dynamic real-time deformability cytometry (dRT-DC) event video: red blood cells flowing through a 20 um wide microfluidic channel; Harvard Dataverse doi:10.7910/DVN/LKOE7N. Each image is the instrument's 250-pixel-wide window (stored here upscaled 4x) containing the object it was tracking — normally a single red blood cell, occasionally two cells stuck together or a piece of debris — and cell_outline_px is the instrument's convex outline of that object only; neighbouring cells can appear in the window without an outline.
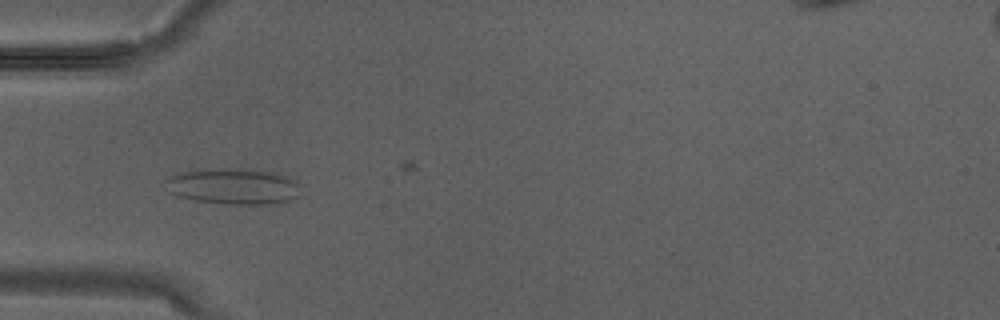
{"species": "Egyptian fruit bat (a non-hibernating species)", "species_latin": "Rousettus aegyptiacus", "temperature_condition": "warm", "stored_images_in_passage": 3, "camera_frame_rate_fps": 3000, "um_per_image_px": 0.085, "animal": {"sex": "male"}, "frame": {"image": 1, "passage_image": 3, "time_ms": 0.667, "image_size_px": [1000, 320], "cell_outline_px": [[300, 196], [284, 204], [220, 204], [196, 200], [180, 196], [168, 192], [164, 180], [172, 176], [196, 168], [212, 168], [276, 172], [288, 176], [296, 180]], "centroid_in_image_um": [19.87, 15.85], "position_along_channel_um": 65.1, "area_um2": 28.61}}